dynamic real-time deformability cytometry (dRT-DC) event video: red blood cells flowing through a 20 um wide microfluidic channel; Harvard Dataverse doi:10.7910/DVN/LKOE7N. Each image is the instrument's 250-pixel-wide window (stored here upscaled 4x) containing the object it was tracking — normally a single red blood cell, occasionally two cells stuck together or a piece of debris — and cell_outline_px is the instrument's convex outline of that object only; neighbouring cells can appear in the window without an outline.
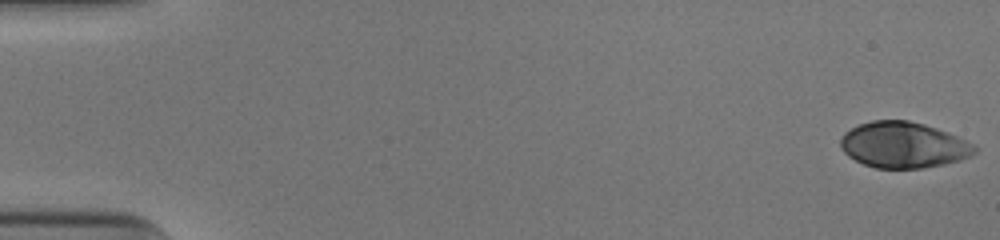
{"species": "human", "species_latin": "Homo sapiens", "temperature_condition": "cold", "stored_images_in_passage": 52, "camera_frame_rate_fps": 3000, "um_per_image_px": 0.085, "donor": {"sex": "male"}, "frame": {"image": 1, "passage_image": 1, "time_ms": 0.0, "image_size_px": [1000, 240], "cell_outline_px": [[980, 148], [972, 156], [960, 160], [944, 164], [924, 168], [876, 168], [864, 164], [848, 156], [840, 148], [840, 140], [844, 132], [860, 124], [872, 120], [908, 120], [924, 124], [948, 132], [976, 144]], "centroid_in_image_um": [76.83, 12.32], "position_along_channel_um": 8.2, "area_um2": 36.18}}
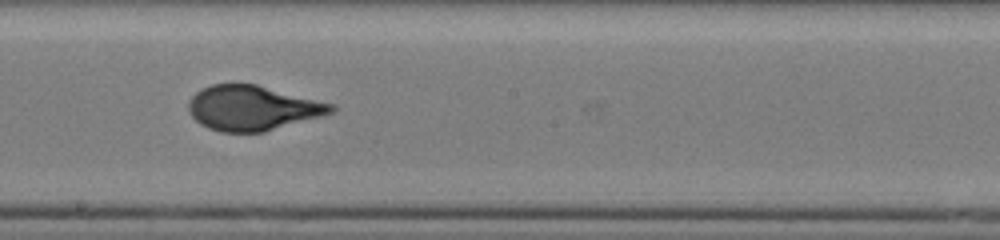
{"frame": {"image": 2, "passage_image": 30, "time_ms": 9.667, "image_size_px": [1000, 240], "cell_outline_px": [[340, 108], [332, 112], [320, 116], [264, 132], [220, 132], [208, 128], [200, 124], [192, 116], [188, 108], [188, 104], [192, 96], [196, 92], [212, 84], [256, 84], [336, 104]], "centroid_in_image_um": [21.49, 9.18], "position_along_channel_um": 226.7, "area_um2": 37.22}}
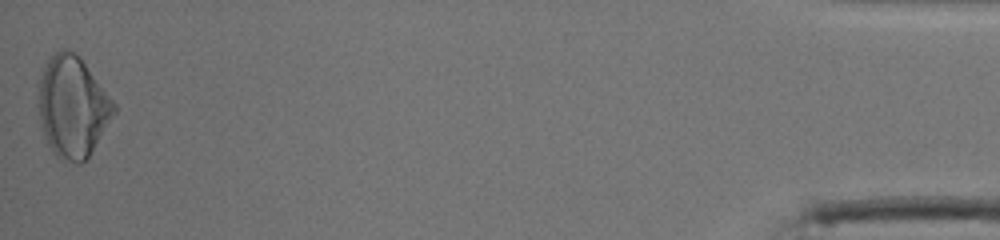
{"frame": {"image": 3, "passage_image": 52, "time_ms": 17.0, "image_size_px": [1000, 240], "cell_outline_px": [[116, 112], [88, 156], [80, 164], [76, 164], [60, 160], [52, 152], [44, 136], [36, 104], [36, 84], [48, 60], [60, 48], [68, 48], [76, 52], [80, 56], [116, 104]], "centroid_in_image_um": [6.12, 9.05], "position_along_channel_um": 429.1, "area_um2": 45.14}, "authors_computed_cell_mechanics": {"area_um2": 37.2232, "velocity_mm_per_s": 3.9603, "shape_relaxation_time_tau1_ms": 4.9442, "shape_relaxation_time_tau2_ms": null, "deformation_change_tau1": 0.1982, "deformation_change_tau2": null}}